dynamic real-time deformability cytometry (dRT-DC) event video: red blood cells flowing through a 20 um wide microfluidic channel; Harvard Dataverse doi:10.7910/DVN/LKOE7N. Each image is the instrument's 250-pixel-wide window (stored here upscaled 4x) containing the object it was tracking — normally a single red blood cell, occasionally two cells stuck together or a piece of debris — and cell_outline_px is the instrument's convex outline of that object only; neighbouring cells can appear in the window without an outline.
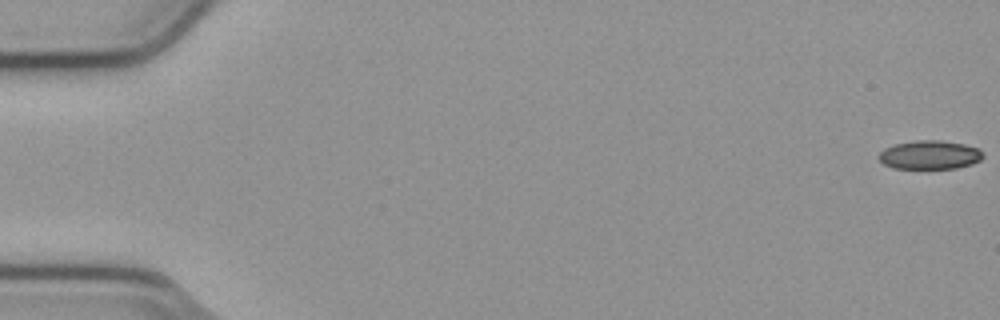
{"species": "common noctule bat (a hibernating species)", "species_latin": "Nyctalus noctula", "temperature_condition": "cold", "stored_images_in_passage": 14, "camera_frame_rate_fps": 3000, "um_per_image_px": 0.085, "animal": {"sex": "male", "body_mass_g": 23.1, "forearm_length_mm": 52.7}, "frame": {"image": 1, "passage_image": 1, "time_ms": 0.0, "image_size_px": [1000, 320], "cell_outline_px": [[984, 156], [980, 160], [972, 164], [956, 168], [892, 168], [884, 164], [876, 156], [884, 148], [896, 144], [916, 140], [940, 140], [964, 144], [980, 148], [984, 152]], "centroid_in_image_um": [79.05, 13.16], "position_along_channel_um": 6.0, "area_um2": 17.57}}